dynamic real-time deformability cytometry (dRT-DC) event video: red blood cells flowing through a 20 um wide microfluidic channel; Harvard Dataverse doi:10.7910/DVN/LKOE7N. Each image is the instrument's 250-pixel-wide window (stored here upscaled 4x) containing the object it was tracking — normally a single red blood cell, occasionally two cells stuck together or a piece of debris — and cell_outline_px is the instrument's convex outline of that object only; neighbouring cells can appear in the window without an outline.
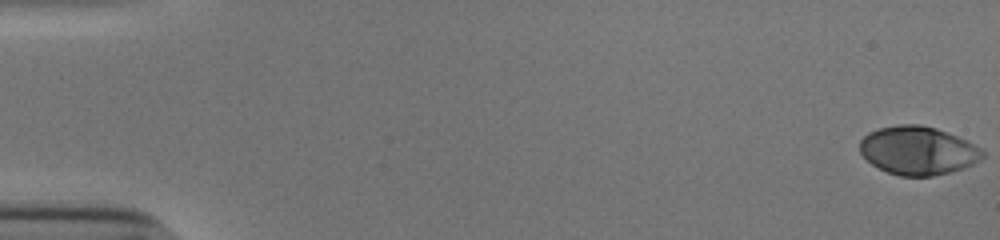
{"species": "human", "species_latin": "Homo sapiens", "temperature_condition": "cold", "stored_images_in_passage": 54, "camera_frame_rate_fps": 3000, "um_per_image_px": 0.085, "donor": {"sex": "male"}, "frame": {"image": 1, "passage_image": 1, "time_ms": 0.0, "image_size_px": [1000, 240], "cell_outline_px": [[984, 156], [980, 160], [964, 168], [932, 176], [900, 176], [888, 172], [872, 164], [860, 152], [860, 140], [868, 132], [880, 128], [900, 124], [920, 124], [936, 128], [948, 132], [980, 148], [984, 152]], "centroid_in_image_um": [78.01, 12.79], "position_along_channel_um": 7.0, "area_um2": 34.39}}
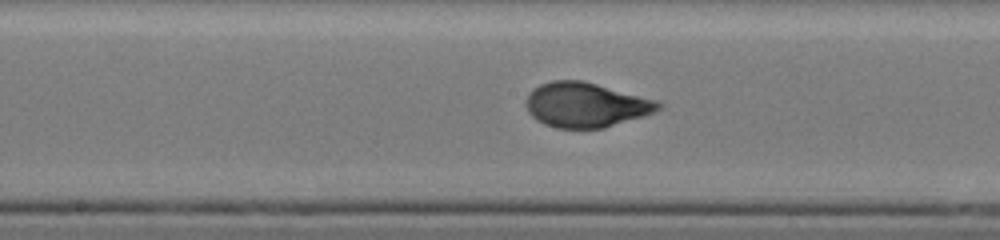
{"frame": {"image": 2, "passage_image": 29, "time_ms": 9.333, "image_size_px": [1000, 240], "cell_outline_px": [[664, 104], [660, 108], [652, 112], [604, 128], [556, 128], [544, 124], [536, 120], [528, 112], [524, 104], [524, 100], [532, 88], [540, 84], [552, 80], [584, 80], [656, 100]], "centroid_in_image_um": [49.72, 8.9], "position_along_channel_um": 198.5, "area_um2": 34.51}}
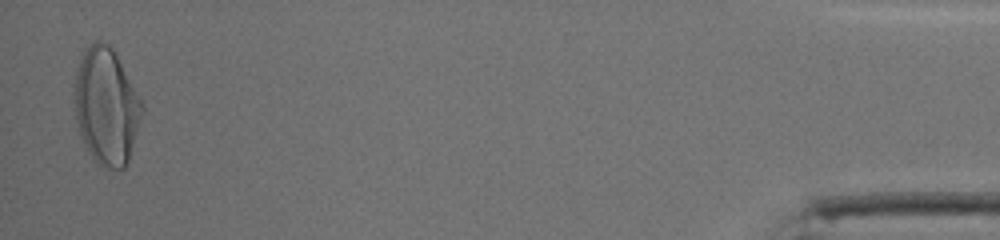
{"frame": {"image": 3, "passage_image": 53, "time_ms": 17.333, "image_size_px": [1000, 240], "cell_outline_px": [[144, 108], [128, 160], [124, 168], [104, 168], [96, 164], [84, 144], [76, 120], [72, 92], [76, 72], [84, 48], [96, 40], [100, 40], [108, 44], [112, 48], [144, 104]], "centroid_in_image_um": [9.01, 9.02], "position_along_channel_um": 426.2, "area_um2": 46.01}, "authors_computed_cell_mechanics": {"area_um2": 34.4199, "velocity_mm_per_s": 3.8865, "shape_relaxation_time_tau1_ms": 4.9396, "shape_relaxation_time_tau2_ms": null, "deformation_change_tau1": 0.2232, "deformation_change_tau2": null}}